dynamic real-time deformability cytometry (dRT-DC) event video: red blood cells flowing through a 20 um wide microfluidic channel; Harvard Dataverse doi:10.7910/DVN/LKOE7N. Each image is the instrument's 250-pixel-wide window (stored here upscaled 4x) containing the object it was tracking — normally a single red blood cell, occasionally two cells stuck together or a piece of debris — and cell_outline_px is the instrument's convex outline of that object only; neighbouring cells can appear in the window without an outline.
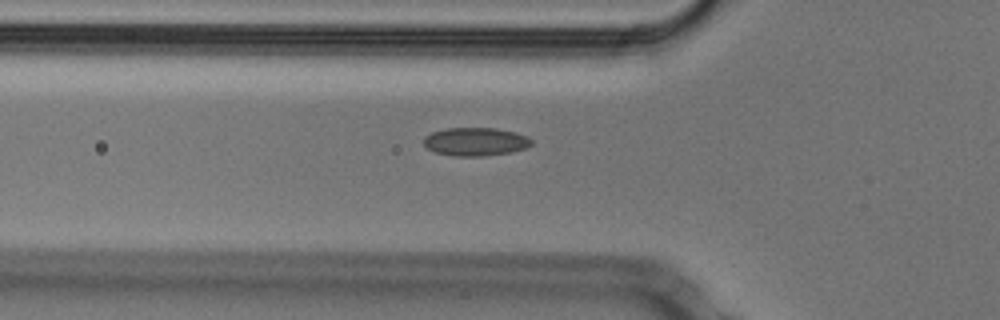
{"species": "Egyptian fruit bat (a non-hibernating species)", "species_latin": "Rousettus aegyptiacus", "temperature_condition": "cold", "stored_images_in_passage": 38, "camera_frame_rate_fps": 3000, "um_per_image_px": 0.085, "animal": {"sex": "male"}, "frame": {"image": 1, "passage_image": 3, "time_ms": 0.667, "image_size_px": [1000, 320], "cell_outline_px": [[532, 144], [524, 148], [512, 152], [484, 156], [452, 156], [436, 152], [428, 148], [424, 144], [424, 136], [432, 132], [444, 128], [496, 128], [516, 132], [528, 136], [532, 140]], "centroid_in_image_um": [40.42, 12.03], "position_along_channel_um": 85.4, "area_um2": 17.86}}
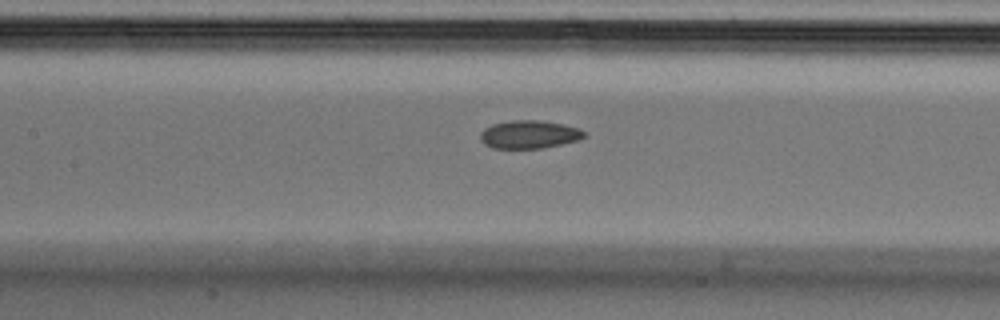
{"frame": {"image": 2, "passage_image": 9, "time_ms": 2.667, "image_size_px": [1000, 320], "cell_outline_px": [[584, 136], [576, 140], [544, 148], [492, 148], [484, 144], [480, 140], [480, 132], [484, 128], [492, 124], [512, 120], [536, 120], [564, 124], [576, 128], [584, 132]], "centroid_in_image_um": [44.9, 11.43], "position_along_channel_um": 162.5, "area_um2": 16.82}}
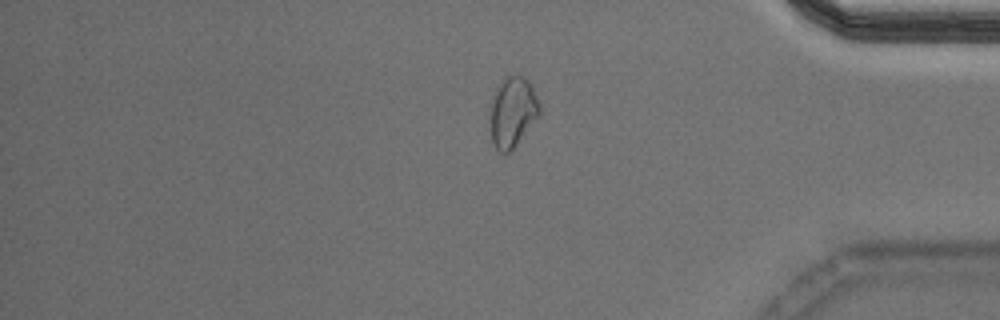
{"frame": {"image": 3, "passage_image": 29, "time_ms": 9.333, "image_size_px": [1000, 320], "cell_outline_px": [[540, 112], [516, 144], [508, 152], [500, 152], [492, 144], [492, 96], [496, 88], [504, 76], [524, 76], [532, 84], [540, 104]], "centroid_in_image_um": [43.58, 9.46], "position_along_channel_um": 391.6, "area_um2": 19.65}, "authors_computed_cell_mechanics": {"area_um2": 17.6868, "velocity_mm_per_s": 3.8021, "shape_relaxation_time_tau1_ms": null, "shape_relaxation_time_tau2_ms": 3.3656, "deformation_change_tau1": null, "deformation_change_tau2": 0.0856}}